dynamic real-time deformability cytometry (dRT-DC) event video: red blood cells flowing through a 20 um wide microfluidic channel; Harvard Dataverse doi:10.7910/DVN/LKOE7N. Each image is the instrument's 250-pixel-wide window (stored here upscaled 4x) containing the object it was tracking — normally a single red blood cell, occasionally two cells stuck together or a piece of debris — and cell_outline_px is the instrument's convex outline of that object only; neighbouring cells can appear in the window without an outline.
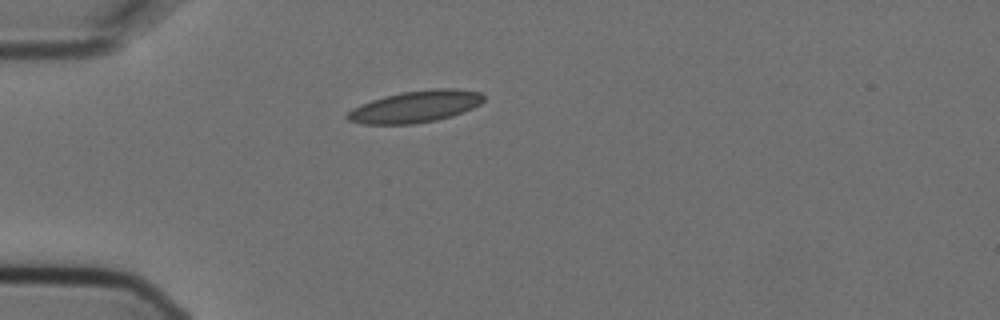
{"species": "Egyptian fruit bat (a non-hibernating species)", "species_latin": "Rousettus aegyptiacus", "temperature_condition": "cold", "stored_images_in_passage": 1, "camera_frame_rate_fps": 3000, "um_per_image_px": 0.085, "animal": {"sex": "female"}, "frame": {"image": 1, "passage_image": 1, "time_ms": 0.0, "image_size_px": [1000, 320], "cell_outline_px": [[484, 100], [480, 104], [472, 108], [452, 116], [436, 120], [412, 124], [364, 124], [348, 120], [344, 116], [352, 108], [372, 100], [384, 96], [404, 92], [432, 88], [456, 88], [480, 92], [484, 96]], "centroid_in_image_um": [35.32, 9.06], "position_along_channel_um": 49.7, "area_um2": 25.2}}